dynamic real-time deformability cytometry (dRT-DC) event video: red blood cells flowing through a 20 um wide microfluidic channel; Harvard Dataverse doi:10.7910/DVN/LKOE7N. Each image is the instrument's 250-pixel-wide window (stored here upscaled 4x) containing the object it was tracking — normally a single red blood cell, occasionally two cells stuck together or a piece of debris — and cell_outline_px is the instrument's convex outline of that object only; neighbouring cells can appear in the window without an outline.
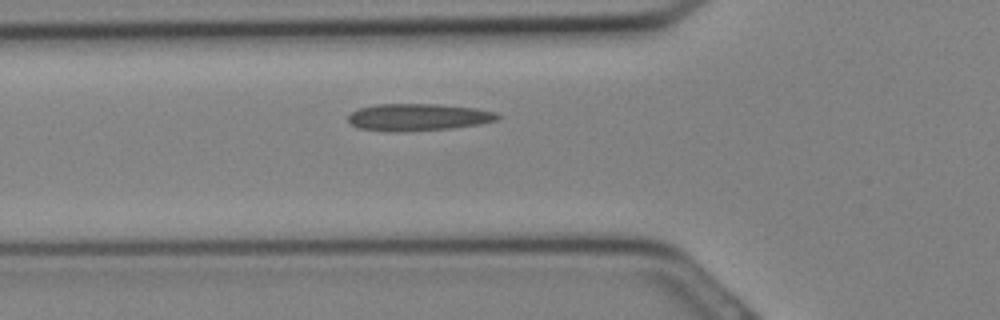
{"species": "Egyptian fruit bat (a non-hibernating species)", "species_latin": "Rousettus aegyptiacus", "temperature_condition": "cold", "stored_images_in_passage": 10, "camera_frame_rate_fps": 3000, "um_per_image_px": 0.085, "animal": {"sex": "female"}, "frame": {"image": 1, "passage_image": 2, "time_ms": 0.333, "image_size_px": [1000, 320], "cell_outline_px": [[500, 116], [496, 120], [480, 124], [452, 128], [396, 132], [392, 132], [360, 128], [352, 124], [348, 120], [348, 116], [352, 112], [360, 108], [376, 104], [436, 104], [476, 108], [496, 112]], "centroid_in_image_um": [35.55, 9.96], "position_along_channel_um": 90.2, "area_um2": 23.47}}
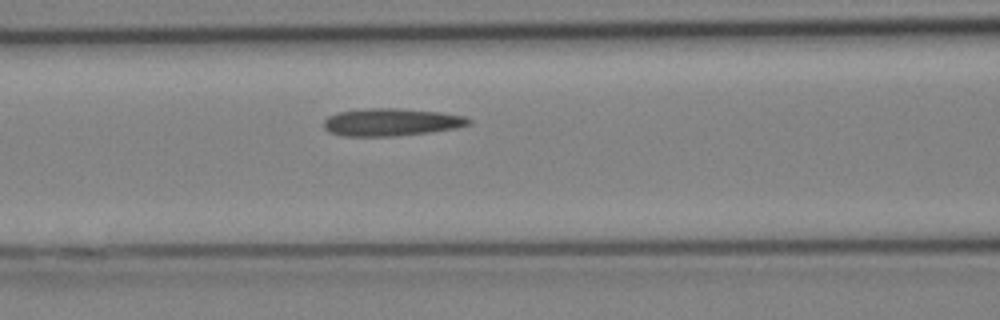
{"frame": {"image": 2, "passage_image": 4, "time_ms": 1.0, "image_size_px": [1000, 320], "cell_outline_px": [[472, 124], [456, 128], [432, 132], [396, 136], [344, 136], [328, 132], [324, 128], [324, 120], [328, 116], [336, 112], [368, 108], [396, 108], [444, 112], [464, 116], [472, 120]], "centroid_in_image_um": [33.28, 10.38], "position_along_channel_um": 133.3, "area_um2": 23.58}}
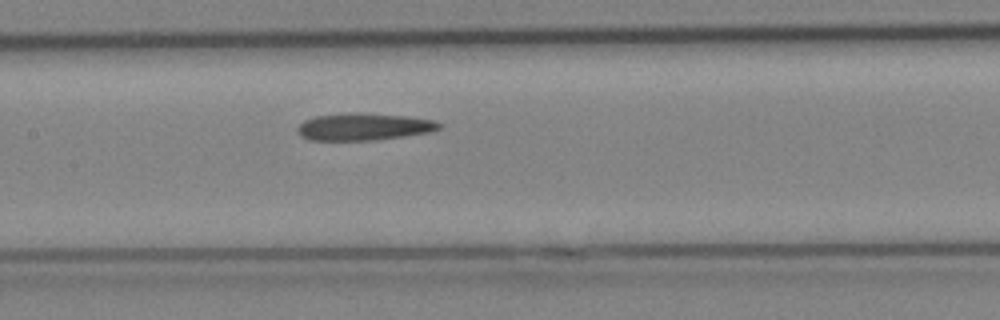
{"frame": {"image": 3, "passage_image": 6, "time_ms": 1.667, "image_size_px": [1000, 320], "cell_outline_px": [[444, 124], [440, 128], [432, 132], [376, 140], [308, 140], [300, 136], [296, 132], [296, 128], [304, 120], [316, 116], [360, 112], [408, 116], [436, 120]], "centroid_in_image_um": [30.95, 10.77], "position_along_channel_um": 176.4, "area_um2": 22.72}}